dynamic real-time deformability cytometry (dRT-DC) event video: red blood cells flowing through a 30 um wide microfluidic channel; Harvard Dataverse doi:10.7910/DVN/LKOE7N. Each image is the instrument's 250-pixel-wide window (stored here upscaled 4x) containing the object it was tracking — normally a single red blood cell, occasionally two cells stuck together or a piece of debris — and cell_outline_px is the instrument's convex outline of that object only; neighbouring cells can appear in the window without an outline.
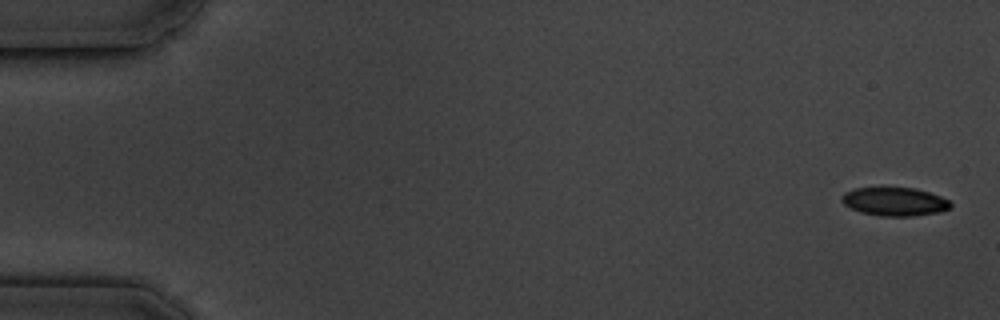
{"species": "common noctule bat (a hibernating species)", "species_latin": "Nyctalus noctula", "temperature_condition": "cold", "stored_images_in_passage": 6, "camera_frame_rate_fps": 3000, "um_per_image_px": 0.085, "animal": {"sex": "male", "body_mass_g": 19.5, "forearm_length_mm": 54.6}, "frame": {"image": 1, "passage_image": 1, "time_ms": 0.0, "image_size_px": [1000, 320], "cell_outline_px": [[952, 208], [936, 212], [912, 216], [880, 216], [860, 212], [844, 204], [840, 200], [840, 196], [844, 192], [856, 188], [880, 184], [912, 188], [928, 192], [940, 196], [948, 200], [952, 204]], "centroid_in_image_um": [75.97, 17.08], "position_along_channel_um": 9.0, "area_um2": 18.73}}
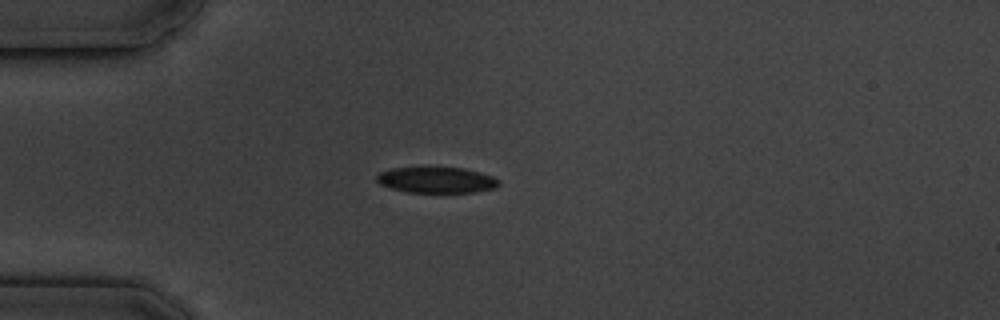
{"frame": {"image": 2, "passage_image": 5, "time_ms": 4.667, "image_size_px": [1000, 320], "cell_outline_px": [[500, 184], [496, 188], [476, 192], [408, 192], [392, 188], [380, 184], [376, 180], [376, 176], [380, 172], [392, 168], [424, 164], [464, 168], [480, 172], [492, 176], [500, 180]], "centroid_in_image_um": [37.1, 15.24], "position_along_channel_um": 47.9, "area_um2": 19.36}}